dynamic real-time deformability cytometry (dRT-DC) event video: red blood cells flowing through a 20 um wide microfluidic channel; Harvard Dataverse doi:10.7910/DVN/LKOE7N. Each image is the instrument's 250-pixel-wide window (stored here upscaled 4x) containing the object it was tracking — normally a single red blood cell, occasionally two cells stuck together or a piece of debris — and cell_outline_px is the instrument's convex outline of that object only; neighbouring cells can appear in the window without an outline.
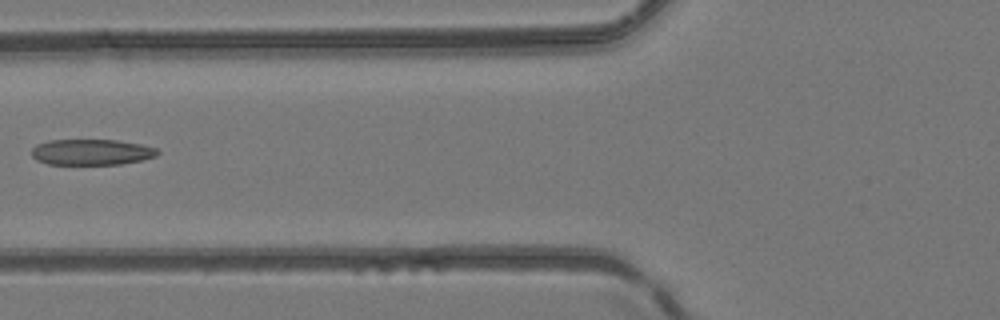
{"species": "common noctule bat (a hibernating species)", "species_latin": "Nyctalus noctula", "temperature_condition": "room temperature", "stored_images_in_passage": 5, "camera_frame_rate_fps": 3000, "um_per_image_px": 0.085, "animal": {"sex": "female", "body_mass_g": 24.6, "forearm_length_mm": 56.2}, "frame": {"image": 1, "passage_image": 5, "time_ms": 5.667, "image_size_px": [1000, 320], "cell_outline_px": [[160, 152], [156, 156], [140, 160], [120, 164], [48, 164], [36, 160], [32, 156], [32, 148], [36, 144], [48, 140], [116, 140], [140, 144], [156, 148]], "centroid_in_image_um": [7.75, 12.92], "position_along_channel_um": 118.1, "area_um2": 18.9}}